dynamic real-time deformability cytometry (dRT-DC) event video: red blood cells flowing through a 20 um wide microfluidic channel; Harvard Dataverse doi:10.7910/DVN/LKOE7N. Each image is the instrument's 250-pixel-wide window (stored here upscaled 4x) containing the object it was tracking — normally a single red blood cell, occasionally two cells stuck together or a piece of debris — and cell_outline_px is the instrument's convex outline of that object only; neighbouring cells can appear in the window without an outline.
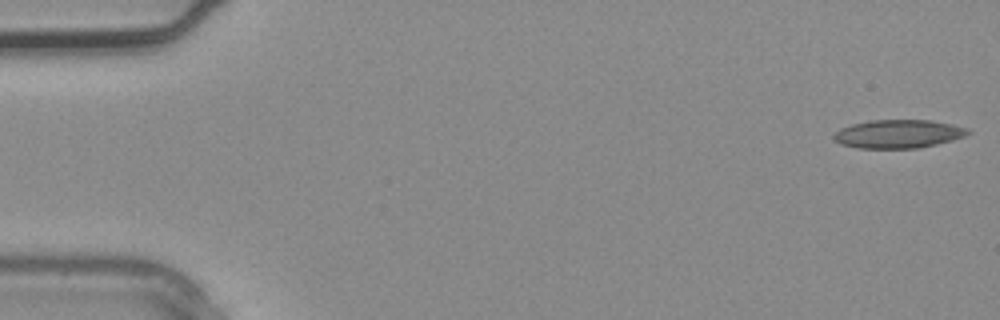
{"species": "common noctule bat (a hibernating species)", "species_latin": "Nyctalus noctula", "temperature_condition": "warm", "stored_images_in_passage": 4, "segment_of_instrument_passage": [2, 2], "camera_frame_rate_fps": 3000, "um_per_image_px": 0.085, "animal": {"sex": "male", "body_mass_g": 20.4}, "frame": {"image": 1, "passage_image": 4, "time_ms": 1.0, "image_size_px": [1000, 320], "cell_outline_px": [[972, 132], [964, 136], [952, 140], [920, 148], [856, 148], [840, 144], [832, 140], [832, 136], [840, 128], [852, 124], [868, 120], [928, 120], [952, 124], [968, 128]], "centroid_in_image_um": [76.32, 11.38], "position_along_channel_um": 8.7, "area_um2": 22.37}}